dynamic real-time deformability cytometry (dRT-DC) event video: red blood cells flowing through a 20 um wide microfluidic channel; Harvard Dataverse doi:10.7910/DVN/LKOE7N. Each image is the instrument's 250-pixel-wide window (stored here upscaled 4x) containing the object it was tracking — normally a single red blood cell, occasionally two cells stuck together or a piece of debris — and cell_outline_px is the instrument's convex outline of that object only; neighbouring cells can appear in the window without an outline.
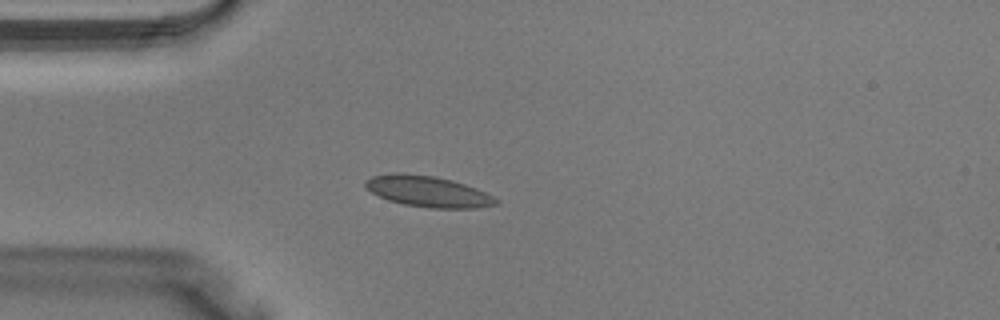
{"species": "Egyptian fruit bat (a non-hibernating species)", "species_latin": "Rousettus aegyptiacus", "temperature_condition": "warm", "stored_images_in_passage": 39, "camera_frame_rate_fps": 3000, "um_per_image_px": 0.085, "animal": {"sex": "male"}, "frame": {"image": 1, "passage_image": 10, "time_ms": 3.0, "image_size_px": [1000, 320], "cell_outline_px": [[500, 200], [496, 204], [476, 208], [428, 208], [404, 204], [388, 200], [372, 192], [364, 184], [364, 180], [372, 176], [396, 172], [400, 172], [436, 176], [452, 180], [476, 188]], "centroid_in_image_um": [36.36, 16.26], "position_along_channel_um": 48.6, "area_um2": 23.52}}
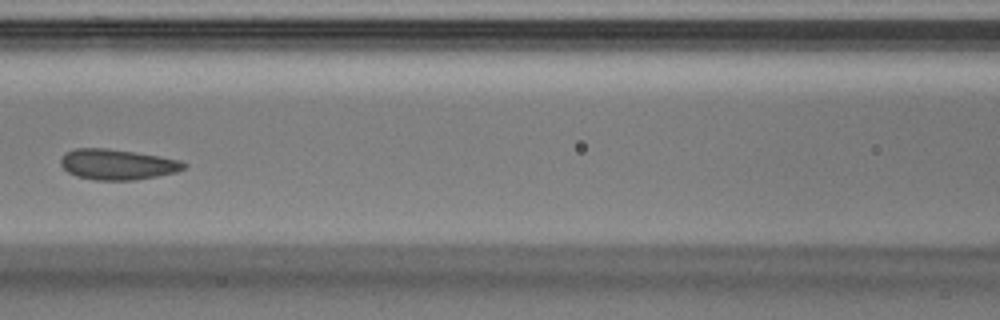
{"frame": {"image": 2, "passage_image": 17, "time_ms": 5.333, "image_size_px": [1000, 320], "cell_outline_px": [[188, 164], [184, 168], [176, 172], [156, 176], [132, 180], [96, 180], [76, 176], [68, 172], [60, 164], [60, 160], [64, 152], [76, 148], [108, 148], [180, 160]], "centroid_in_image_um": [9.93, 13.97], "position_along_channel_um": 156.7, "area_um2": 21.73}}
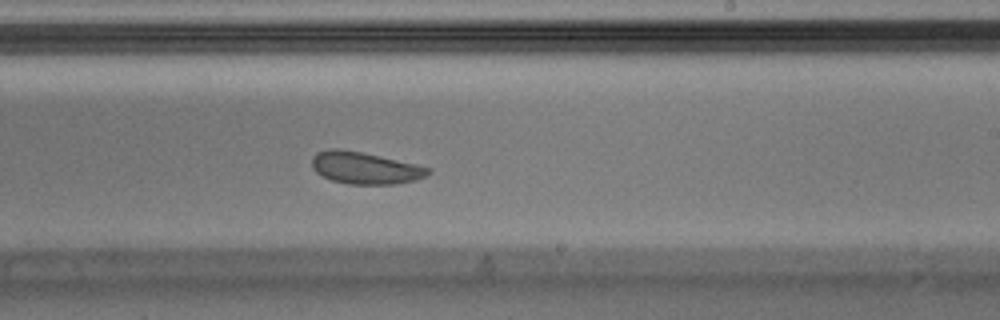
{"frame": {"image": 3, "passage_image": 23, "time_ms": 7.333, "image_size_px": [1000, 320], "cell_outline_px": [[432, 172], [416, 180], [396, 184], [348, 184], [332, 180], [316, 172], [312, 168], [312, 156], [316, 152], [328, 148], [340, 148], [380, 156], [416, 164], [432, 168]], "centroid_in_image_um": [31.02, 14.27], "position_along_channel_um": 258.0, "area_um2": 21.73}}